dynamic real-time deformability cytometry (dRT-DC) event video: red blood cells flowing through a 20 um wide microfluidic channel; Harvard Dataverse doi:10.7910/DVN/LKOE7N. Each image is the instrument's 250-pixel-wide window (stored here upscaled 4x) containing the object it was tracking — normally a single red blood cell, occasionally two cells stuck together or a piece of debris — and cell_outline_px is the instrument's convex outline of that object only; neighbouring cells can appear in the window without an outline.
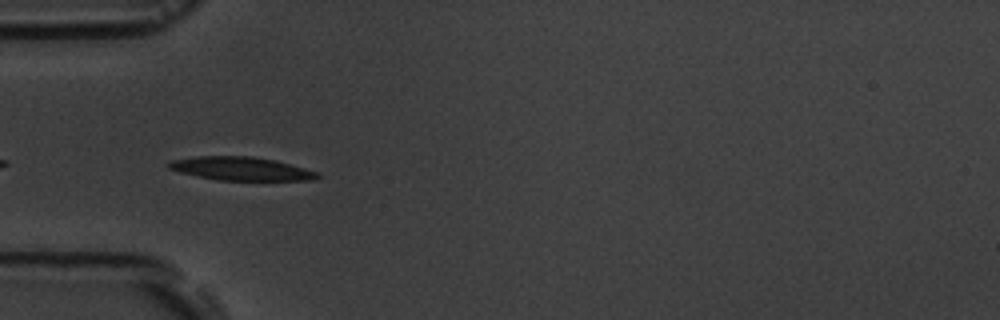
{"species": "common noctule bat (a hibernating species)", "species_latin": "Nyctalus noctula", "temperature_condition": "room temperature", "stored_images_in_passage": 5, "camera_frame_rate_fps": 3000, "um_per_image_px": 0.085, "animal": {"sex": "male", "body_mass_g": 19.5, "forearm_length_mm": 54.6}, "frame": {"image": 1, "passage_image": 4, "time_ms": 3.667, "image_size_px": [1000, 320], "cell_outline_px": [[320, 176], [312, 180], [220, 180], [180, 172], [168, 168], [168, 160], [196, 156], [252, 156], [276, 160], [320, 172]], "centroid_in_image_um": [20.51, 14.32], "position_along_channel_um": 64.5, "area_um2": 20.29}}
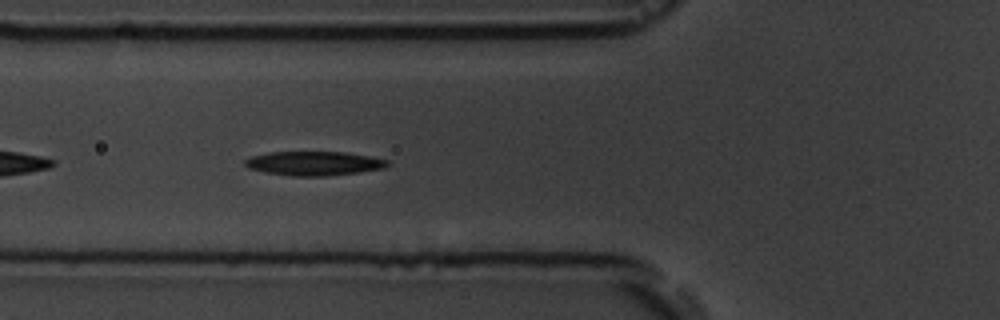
{"frame": {"image": 2, "passage_image": 5, "time_ms": 4.667, "image_size_px": [1000, 320], "cell_outline_px": [[392, 164], [384, 168], [360, 172], [324, 176], [292, 176], [264, 172], [248, 168], [244, 164], [244, 160], [252, 156], [268, 152], [344, 152], [372, 156], [388, 160]], "centroid_in_image_um": [26.71, 13.88], "position_along_channel_um": 99.1, "area_um2": 20.17}}